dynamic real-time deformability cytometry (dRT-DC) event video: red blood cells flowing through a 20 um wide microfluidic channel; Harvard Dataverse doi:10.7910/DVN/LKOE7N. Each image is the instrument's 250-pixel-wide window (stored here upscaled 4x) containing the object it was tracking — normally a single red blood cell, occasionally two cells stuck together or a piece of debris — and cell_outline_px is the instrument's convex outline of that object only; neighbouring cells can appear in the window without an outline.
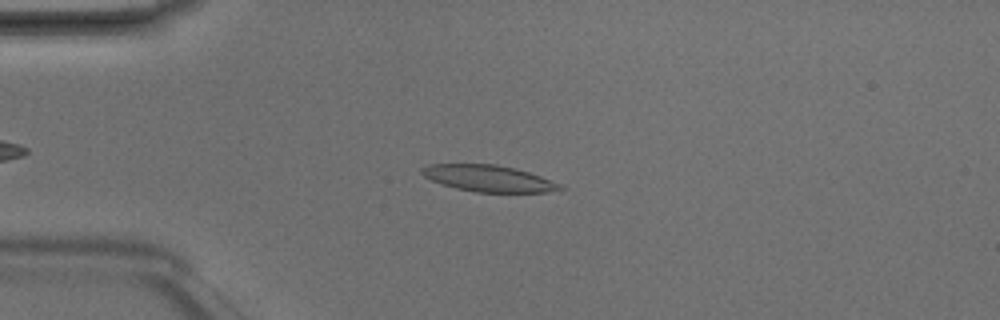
{"species": "Egyptian fruit bat (a non-hibernating species)", "species_latin": "Rousettus aegyptiacus", "temperature_condition": "room temperature", "stored_images_in_passage": 6, "camera_frame_rate_fps": 3000, "um_per_image_px": 0.085, "animal": {"sex": "male"}, "frame": {"image": 1, "passage_image": 4, "time_ms": 1.0, "image_size_px": [1000, 320], "cell_outline_px": [[564, 188], [560, 192], [476, 192], [456, 188], [440, 184], [424, 176], [420, 172], [420, 168], [428, 164], [496, 164], [516, 168], [564, 184]], "centroid_in_image_um": [41.57, 15.17], "position_along_channel_um": 43.4, "area_um2": 21.62}}